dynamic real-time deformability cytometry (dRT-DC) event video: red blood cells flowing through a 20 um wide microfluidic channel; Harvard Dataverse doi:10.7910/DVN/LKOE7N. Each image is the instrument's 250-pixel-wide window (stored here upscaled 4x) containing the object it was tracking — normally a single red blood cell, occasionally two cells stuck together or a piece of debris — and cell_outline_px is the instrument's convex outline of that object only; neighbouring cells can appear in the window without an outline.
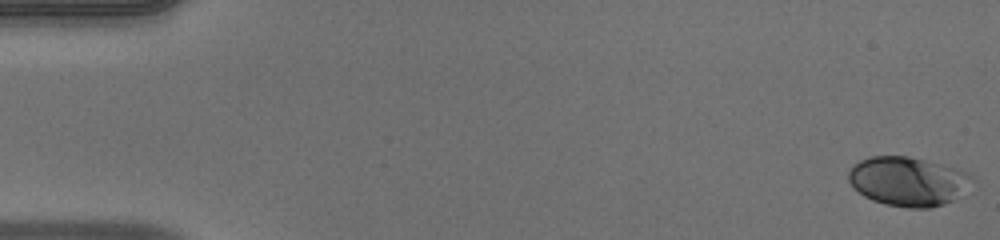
{"species": "human", "species_latin": "Homo sapiens", "temperature_condition": "warm", "stored_images_in_passage": 52, "camera_frame_rate_fps": 3000, "um_per_image_px": 0.085, "donor": {"sex": "male"}, "frame": {"image": 1, "passage_image": 1, "time_ms": 0.0, "image_size_px": [1000, 240], "cell_outline_px": [[976, 180], [952, 200], [944, 204], [928, 208], [908, 208], [884, 204], [872, 200], [864, 196], [848, 180], [848, 168], [860, 160], [872, 156], [908, 156], [956, 168], [968, 172]], "centroid_in_image_um": [77.17, 15.41], "position_along_channel_um": 7.8, "area_um2": 35.32}}
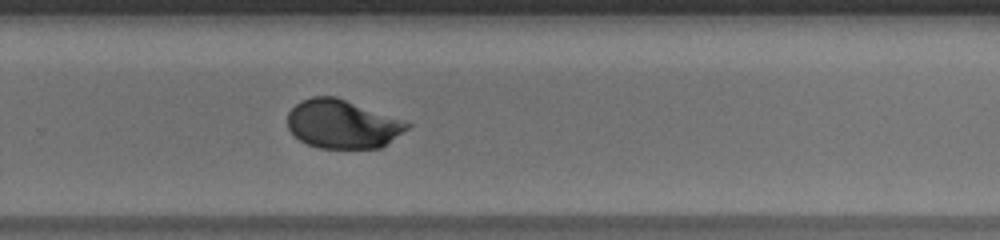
{"frame": {"image": 2, "passage_image": 35, "time_ms": 11.333, "image_size_px": [1000, 240], "cell_outline_px": [[412, 124], [408, 128], [380, 148], [320, 148], [308, 144], [300, 140], [288, 128], [288, 112], [300, 100], [312, 96], [336, 96]], "centroid_in_image_um": [29.07, 10.54], "position_along_channel_um": 300.7, "area_um2": 33.47}}
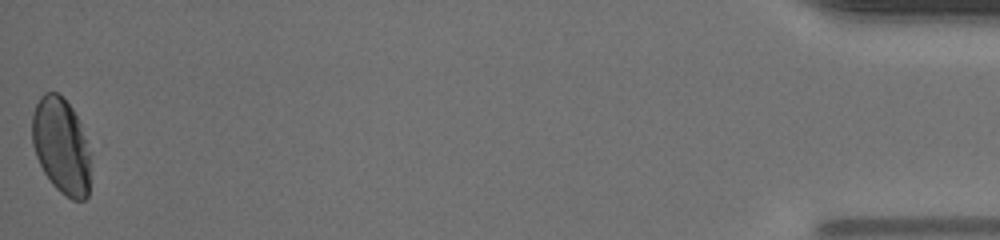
{"frame": {"image": 3, "passage_image": 52, "time_ms": 17.0, "image_size_px": [1000, 240], "cell_outline_px": [[88, 196], [84, 200], [72, 200], [60, 192], [52, 184], [44, 172], [36, 156], [32, 144], [32, 112], [40, 96], [44, 92], [56, 92], [72, 108], [80, 124], [88, 152]], "centroid_in_image_um": [5.15, 12.4], "position_along_channel_um": 430.0, "area_um2": 32.08}, "authors_computed_cell_mechanics": {"area_um2": 33.6396, "velocity_mm_per_s": 3.9671, "shape_relaxation_time_tau1_ms": 4.1833, "shape_relaxation_time_tau2_ms": null, "deformation_change_tau1": 0.1481, "deformation_change_tau2": null}}